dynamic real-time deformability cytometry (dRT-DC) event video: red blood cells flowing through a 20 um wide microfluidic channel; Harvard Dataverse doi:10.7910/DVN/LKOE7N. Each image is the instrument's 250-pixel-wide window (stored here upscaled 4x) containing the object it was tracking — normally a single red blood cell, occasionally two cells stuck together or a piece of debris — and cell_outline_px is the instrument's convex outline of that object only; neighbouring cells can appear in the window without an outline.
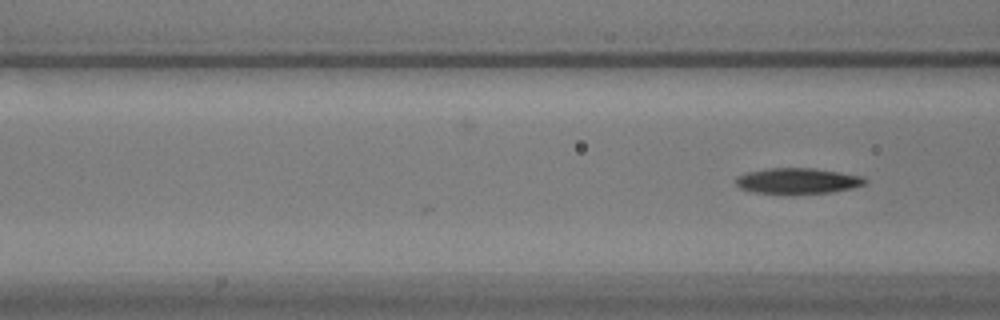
{"species": "common noctule bat (a hibernating species)", "species_latin": "Nyctalus noctula", "temperature_condition": "warm", "stored_images_in_passage": 9, "camera_frame_rate_fps": 3000, "um_per_image_px": 0.085, "animal": {"sex": "male", "body_mass_g": 17.9}, "frame": {"image": 1, "passage_image": 9, "time_ms": 2.667, "image_size_px": [1000, 320], "cell_outline_px": [[868, 180], [864, 184], [852, 188], [828, 192], [752, 192], [740, 188], [736, 184], [736, 176], [748, 172], [768, 168], [816, 168], [840, 172], [860, 176]], "centroid_in_image_um": [67.78, 15.34], "position_along_channel_um": 98.8, "area_um2": 18.79}}